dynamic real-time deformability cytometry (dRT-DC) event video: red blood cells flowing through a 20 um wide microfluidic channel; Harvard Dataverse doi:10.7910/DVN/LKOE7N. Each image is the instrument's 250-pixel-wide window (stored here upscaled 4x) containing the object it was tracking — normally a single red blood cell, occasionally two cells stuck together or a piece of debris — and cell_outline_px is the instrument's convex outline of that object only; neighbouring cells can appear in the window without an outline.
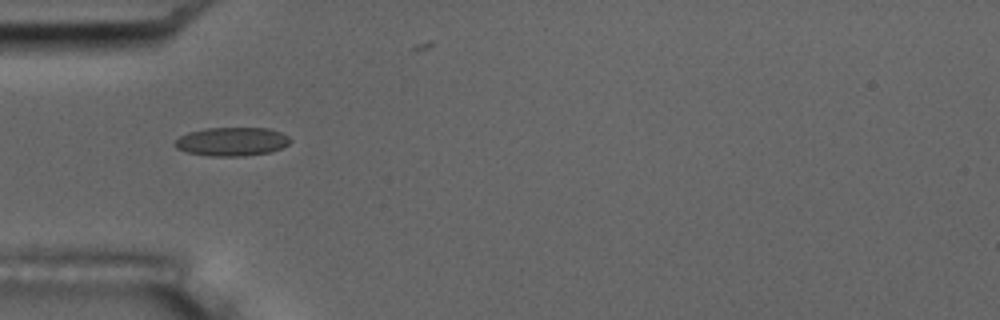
{"species": "common noctule bat (a hibernating species)", "species_latin": "Nyctalus noctula", "temperature_condition": "room temperature", "stored_images_in_passage": 12, "camera_frame_rate_fps": 3000, "um_per_image_px": 0.085, "animal": {"sex": "male", "body_mass_g": 17.5, "forearm_length_mm": 52.3}, "frame": {"image": 1, "passage_image": 1, "time_ms": 0.0, "image_size_px": [1000, 320], "cell_outline_px": [[292, 140], [288, 144], [272, 152], [244, 156], [208, 156], [184, 152], [176, 148], [172, 144], [180, 136], [188, 132], [204, 128], [268, 128], [280, 132], [288, 136]], "centroid_in_image_um": [19.67, 12.04], "position_along_channel_um": 65.3, "area_um2": 19.48}}
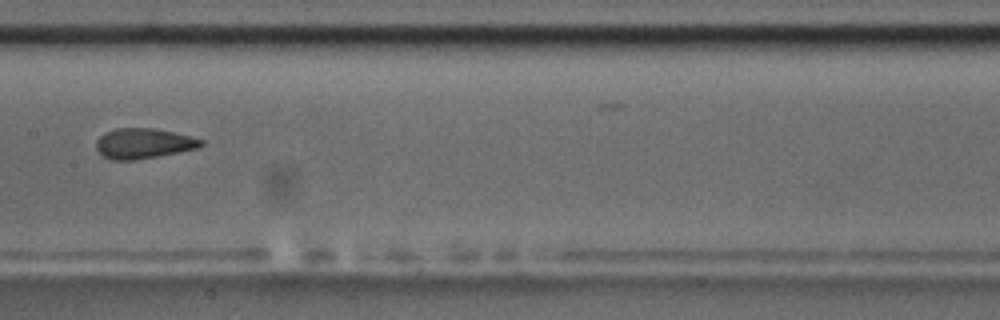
{"frame": {"image": 2, "passage_image": 4, "time_ms": 3.667, "image_size_px": [1000, 320], "cell_outline_px": [[204, 144], [196, 148], [180, 152], [132, 160], [112, 160], [104, 156], [96, 148], [96, 140], [100, 136], [116, 128], [152, 128], [192, 136], [204, 140]], "centroid_in_image_um": [12.21, 12.19], "position_along_channel_um": 195.2, "area_um2": 18.26}, "authors_computed_cell_mechanics": {"area_um2": 18.6983, "velocity_mm_per_s": 3.5584, "shape_relaxation_time_tau1_ms": null, "shape_relaxation_time_tau2_ms": 1.773, "deformation_change_tau1": null, "deformation_change_tau2": 0.0635}}